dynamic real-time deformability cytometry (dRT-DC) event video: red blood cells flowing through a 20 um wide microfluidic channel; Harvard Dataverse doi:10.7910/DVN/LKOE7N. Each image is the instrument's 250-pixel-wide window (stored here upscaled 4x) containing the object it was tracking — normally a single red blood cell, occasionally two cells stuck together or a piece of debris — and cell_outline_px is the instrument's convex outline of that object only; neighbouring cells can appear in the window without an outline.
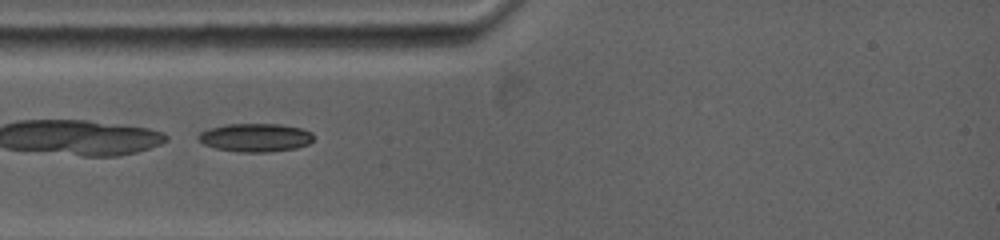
{"species": "common noctule bat (a hibernating species)", "species_latin": "Nyctalus noctula", "temperature_condition": "warm", "stored_images_in_passage": 2, "camera_frame_rate_fps": 5000, "um_per_image_px": 0.085, "animal": {"sex": "female", "body_mass_g": 19.0, "forearm_length_mm": 53.3}, "frame": {"image": 1, "passage_image": 1, "time_ms": 0.0, "image_size_px": [1000, 240], "cell_outline_px": [[312, 140], [308, 144], [296, 148], [268, 152], [240, 152], [216, 148], [204, 144], [196, 136], [200, 132], [208, 128], [224, 124], [280, 124], [300, 128], [312, 132]], "centroid_in_image_um": [21.68, 11.68], "position_along_channel_um": 63.3, "area_um2": 19.02}}